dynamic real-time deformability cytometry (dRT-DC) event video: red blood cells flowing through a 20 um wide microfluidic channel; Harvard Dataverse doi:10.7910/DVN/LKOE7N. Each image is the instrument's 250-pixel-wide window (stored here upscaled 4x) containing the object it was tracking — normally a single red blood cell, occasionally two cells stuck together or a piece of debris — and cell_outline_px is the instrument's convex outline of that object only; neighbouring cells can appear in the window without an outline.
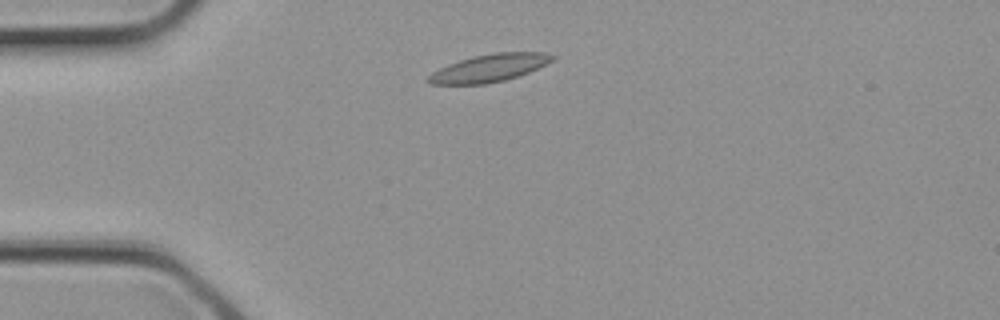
{"species": "common noctule bat (a hibernating species)", "species_latin": "Nyctalus noctula", "temperature_condition": "cold", "stored_images_in_passage": 1, "camera_frame_rate_fps": 3000, "um_per_image_px": 0.085, "animal": {"sex": "female", "body_mass_g": 21.9}, "frame": {"image": 1, "passage_image": 1, "time_ms": 0.0, "image_size_px": [1000, 320], "cell_outline_px": [[556, 56], [548, 64], [528, 72], [504, 80], [488, 84], [428, 84], [424, 80], [432, 72], [448, 64], [472, 56], [496, 52], [544, 52]], "centroid_in_image_um": [41.57, 5.78], "position_along_channel_um": 43.4, "area_um2": 20.0}}